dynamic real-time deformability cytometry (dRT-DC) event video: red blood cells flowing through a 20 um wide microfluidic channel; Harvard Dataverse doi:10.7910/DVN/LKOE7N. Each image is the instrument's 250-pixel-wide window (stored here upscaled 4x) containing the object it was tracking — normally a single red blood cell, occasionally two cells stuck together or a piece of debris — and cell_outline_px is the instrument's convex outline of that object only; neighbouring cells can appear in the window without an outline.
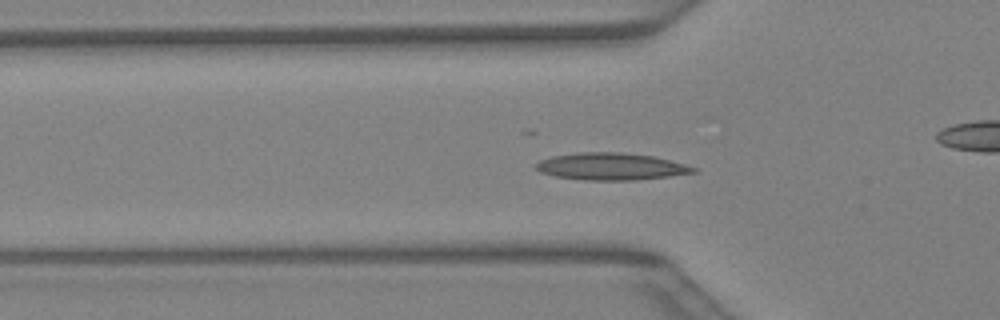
{"species": "Egyptian fruit bat (a non-hibernating species)", "species_latin": "Rousettus aegyptiacus", "temperature_condition": "warm", "stored_images_in_passage": 42, "camera_frame_rate_fps": 3000, "um_per_image_px": 0.085, "animal": {"sex": "female"}, "frame": {"image": 1, "passage_image": 14, "time_ms": 4.333, "image_size_px": [1000, 320], "cell_outline_px": [[696, 172], [668, 176], [636, 180], [584, 180], [556, 176], [540, 172], [536, 168], [536, 164], [540, 160], [552, 156], [580, 152], [620, 152], [652, 156], [684, 164], [696, 168]], "centroid_in_image_um": [51.9, 14.15], "position_along_channel_um": 73.9, "area_um2": 24.57}}
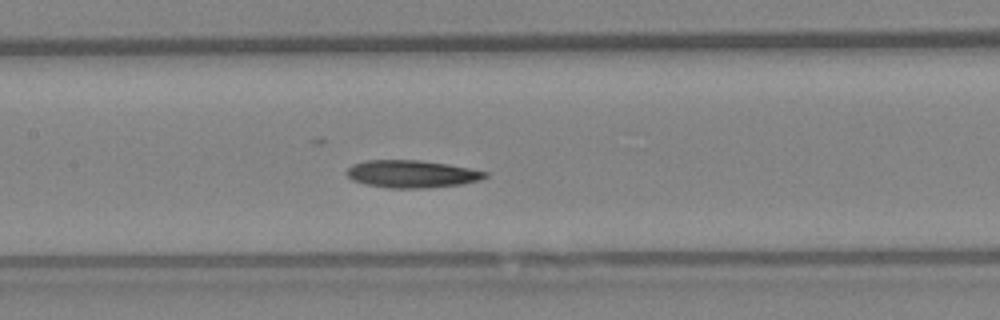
{"frame": {"image": 2, "passage_image": 20, "time_ms": 6.333, "image_size_px": [1000, 320], "cell_outline_px": [[488, 176], [480, 180], [460, 184], [428, 188], [388, 188], [364, 184], [352, 180], [348, 176], [348, 168], [352, 164], [368, 160], [420, 160], [448, 164], [488, 172]], "centroid_in_image_um": [35.0, 14.79], "position_along_channel_um": 172.4, "area_um2": 22.14}}
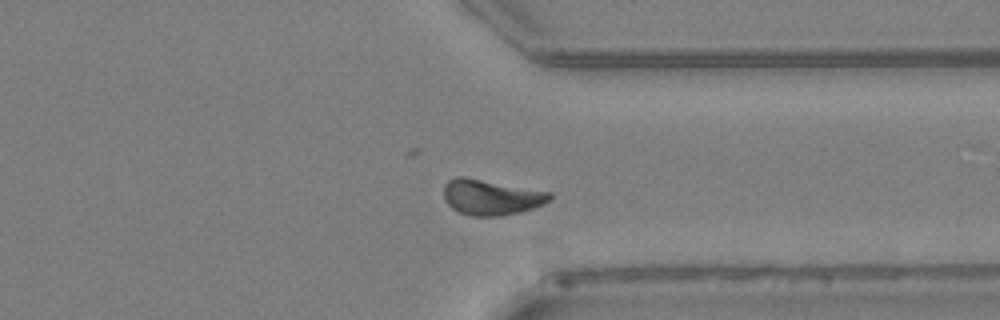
{"frame": {"image": 3, "passage_image": 32, "time_ms": 10.333, "image_size_px": [1000, 320], "cell_outline_px": [[552, 200], [544, 204], [520, 212], [500, 216], [472, 216], [460, 212], [452, 208], [444, 200], [444, 184], [448, 180], [456, 176], [464, 176], [552, 192]], "centroid_in_image_um": [41.75, 16.75], "position_along_channel_um": 369.6, "area_um2": 22.14}}